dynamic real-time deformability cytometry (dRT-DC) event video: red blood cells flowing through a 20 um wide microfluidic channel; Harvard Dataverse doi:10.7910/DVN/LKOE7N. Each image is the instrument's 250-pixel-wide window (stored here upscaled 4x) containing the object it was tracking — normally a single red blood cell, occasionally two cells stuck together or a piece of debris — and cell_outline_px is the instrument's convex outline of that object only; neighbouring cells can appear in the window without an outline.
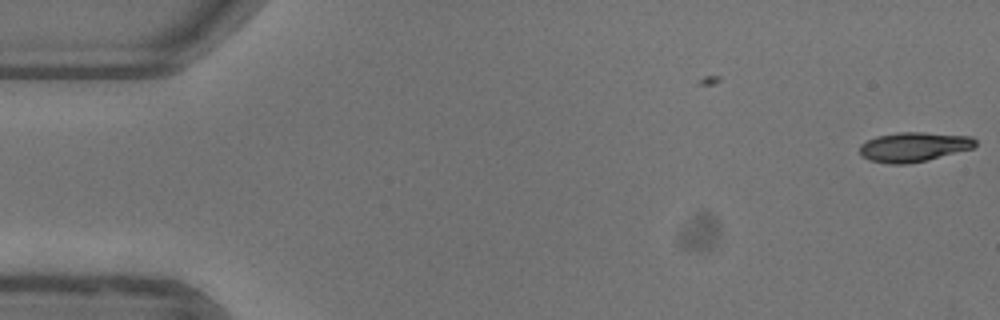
{"species": "common noctule bat (a hibernating species)", "species_latin": "Nyctalus noctula", "temperature_condition": "warm", "stored_images_in_passage": 6, "camera_frame_rate_fps": 3000, "um_per_image_px": 0.085, "animal": {"sex": "female"}, "frame": {"image": 1, "passage_image": 6, "time_ms": 1.667, "image_size_px": [1000, 320], "cell_outline_px": [[976, 144], [972, 148], [928, 160], [904, 164], [888, 164], [868, 160], [860, 156], [860, 144], [876, 136], [896, 132], [924, 132], [972, 136], [976, 140]], "centroid_in_image_um": [77.64, 12.48], "position_along_channel_um": 7.4, "area_um2": 20.06}}